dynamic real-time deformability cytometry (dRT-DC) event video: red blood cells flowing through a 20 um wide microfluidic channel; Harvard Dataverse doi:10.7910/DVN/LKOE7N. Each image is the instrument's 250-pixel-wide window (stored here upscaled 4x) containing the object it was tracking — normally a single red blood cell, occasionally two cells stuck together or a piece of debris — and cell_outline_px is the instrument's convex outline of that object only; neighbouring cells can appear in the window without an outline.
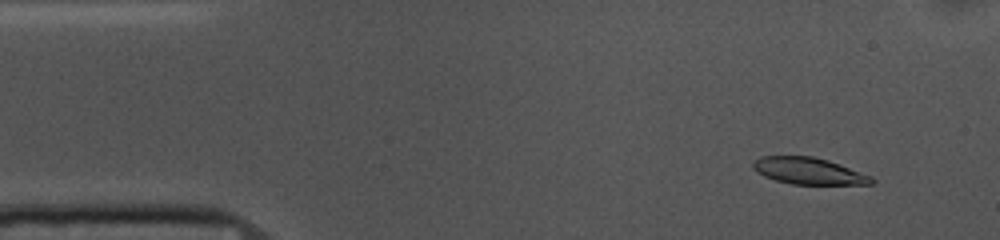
{"species": "common noctule bat (a hibernating species)", "species_latin": "Nyctalus noctula", "temperature_condition": "cold", "stored_images_in_passage": 54, "camera_frame_rate_fps": 3000, "um_per_image_px": 0.085, "animal": {"sex": "female", "body_mass_g": 10.0, "forearm_length_mm": 53.1}, "frame": {"image": 1, "passage_image": 4, "time_ms": 1.0, "image_size_px": [1000, 240], "cell_outline_px": [[876, 180], [872, 184], [792, 184], [776, 180], [764, 176], [752, 168], [752, 164], [760, 156], [812, 156], [828, 160], [840, 164], [872, 176]], "centroid_in_image_um": [68.75, 14.53], "position_along_channel_um": 16.2, "area_um2": 18.38}}
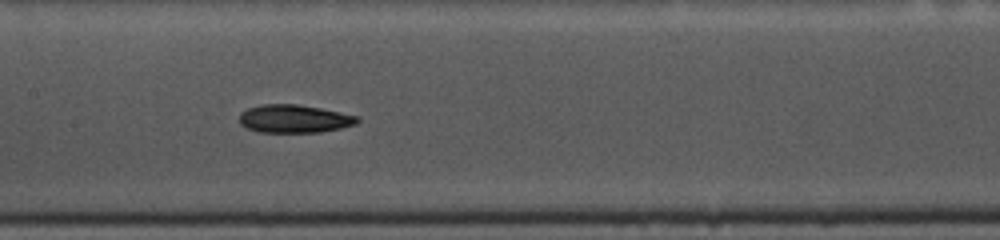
{"frame": {"image": 2, "passage_image": 24, "time_ms": 7.667, "image_size_px": [1000, 240], "cell_outline_px": [[360, 120], [356, 124], [340, 128], [320, 132], [260, 132], [244, 128], [240, 124], [240, 112], [248, 108], [260, 104], [296, 104], [320, 108], [360, 116]], "centroid_in_image_um": [25.0, 10.09], "position_along_channel_um": 182.4, "area_um2": 19.42}}
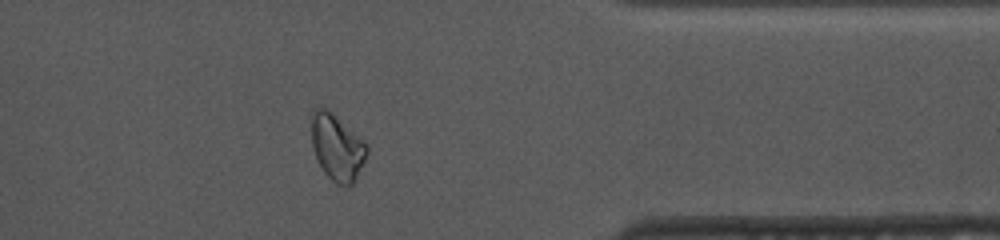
{"frame": {"image": 3, "passage_image": 42, "time_ms": 13.667, "image_size_px": [1000, 240], "cell_outline_px": [[368, 152], [356, 180], [352, 184], [344, 188], [336, 184], [324, 172], [316, 156], [312, 144], [312, 112], [320, 104], [328, 108], [360, 136], [368, 144]], "centroid_in_image_um": [28.67, 12.5], "position_along_channel_um": 382.7, "area_um2": 21.73}, "authors_computed_cell_mechanics": {"area_um2": 19.6809, "velocity_mm_per_s": 3.6489, "shape_relaxation_time_tau1_ms": 4.1724, "shape_relaxation_time_tau2_ms": 8.0047, "deformation_change_tau1": 0.1304, "deformation_change_tau2": 0.149}}